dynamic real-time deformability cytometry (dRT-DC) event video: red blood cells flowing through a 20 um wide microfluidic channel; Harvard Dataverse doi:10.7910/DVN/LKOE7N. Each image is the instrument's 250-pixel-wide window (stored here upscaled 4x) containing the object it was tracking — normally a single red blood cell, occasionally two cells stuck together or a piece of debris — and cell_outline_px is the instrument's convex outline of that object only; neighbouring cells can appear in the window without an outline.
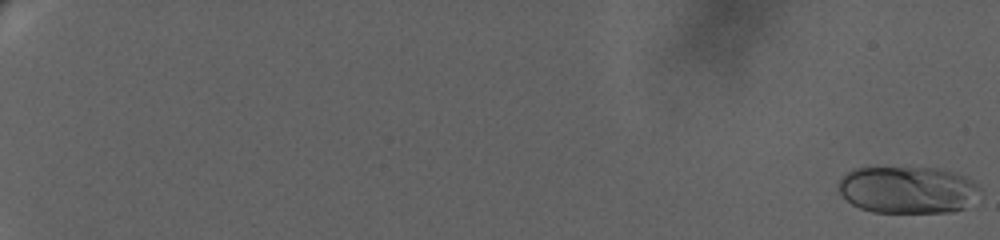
{"species": "human", "species_latin": "Homo sapiens", "temperature_condition": "warm", "stored_images_in_passage": 80, "camera_frame_rate_fps": 3000, "um_per_image_px": 0.085, "donor": {"sex": "female"}, "frame": {"image": 1, "passage_image": 1, "time_ms": 0.0, "image_size_px": [1000, 240], "cell_outline_px": [[980, 192], [964, 208], [952, 212], [872, 212], [860, 208], [852, 204], [840, 192], [836, 184], [852, 168], [940, 168], [956, 172], [972, 180], [980, 188]], "centroid_in_image_um": [77.15, 16.13], "position_along_channel_um": 7.9, "area_um2": 38.78}}
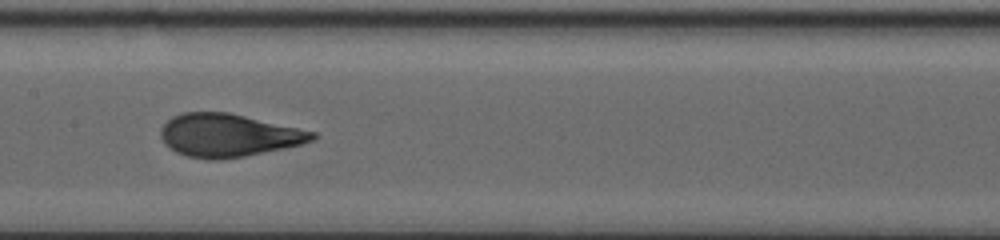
{"frame": {"image": 2, "passage_image": 58, "time_ms": 14.333, "image_size_px": [1000, 240], "cell_outline_px": [[316, 136], [312, 140], [300, 144], [284, 148], [244, 156], [220, 160], [208, 160], [188, 156], [176, 152], [164, 144], [160, 136], [160, 128], [172, 116], [180, 112], [228, 112], [316, 132]], "centroid_in_image_um": [19.35, 11.5], "position_along_channel_um": 188.0, "area_um2": 37.86}}
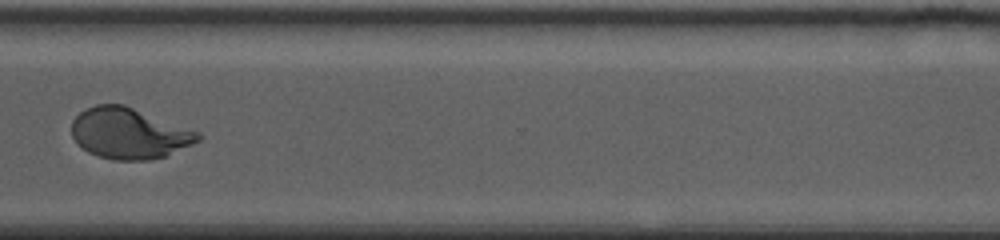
{"frame": {"image": 3, "passage_image": 79, "time_ms": 20.0, "image_size_px": [1000, 240], "cell_outline_px": [[200, 140], [192, 144], [164, 156], [144, 160], [112, 160], [88, 152], [72, 136], [72, 120], [80, 112], [96, 104], [124, 104], [200, 132]], "centroid_in_image_um": [10.97, 11.32], "position_along_channel_um": 359.6, "area_um2": 37.05}}